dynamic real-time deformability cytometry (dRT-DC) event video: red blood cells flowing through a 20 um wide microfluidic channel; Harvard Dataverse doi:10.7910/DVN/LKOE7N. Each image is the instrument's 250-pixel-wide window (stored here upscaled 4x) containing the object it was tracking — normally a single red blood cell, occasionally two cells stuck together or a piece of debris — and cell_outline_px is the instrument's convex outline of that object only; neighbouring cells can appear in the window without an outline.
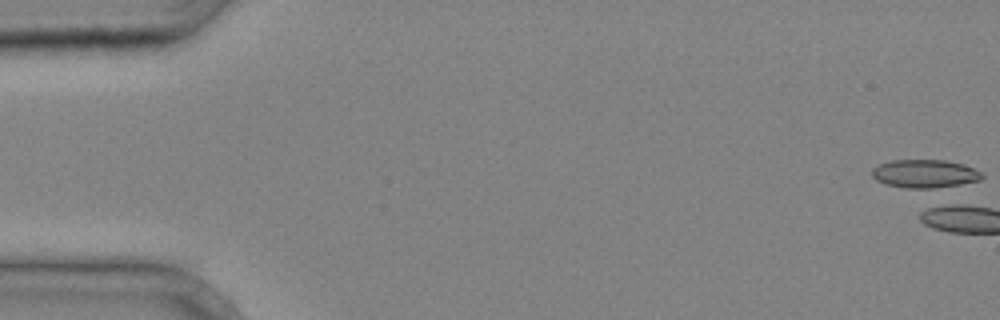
{"species": "common noctule bat (a hibernating species)", "species_latin": "Nyctalus noctula", "temperature_condition": "cold", "stored_images_in_passage": 4, "camera_frame_rate_fps": 3000, "um_per_image_px": 0.085, "animal": {"sex": "male", "body_mass_g": 20.4}, "frame": {"image": 1, "passage_image": 1, "time_ms": 0.0, "image_size_px": [1000, 320], "cell_outline_px": [[984, 176], [980, 180], [952, 188], [904, 188], [888, 184], [876, 180], [872, 176], [872, 168], [880, 164], [892, 160], [944, 160], [964, 164], [980, 172]], "centroid_in_image_um": [78.65, 14.78], "position_along_channel_um": 6.3, "area_um2": 18.38}}
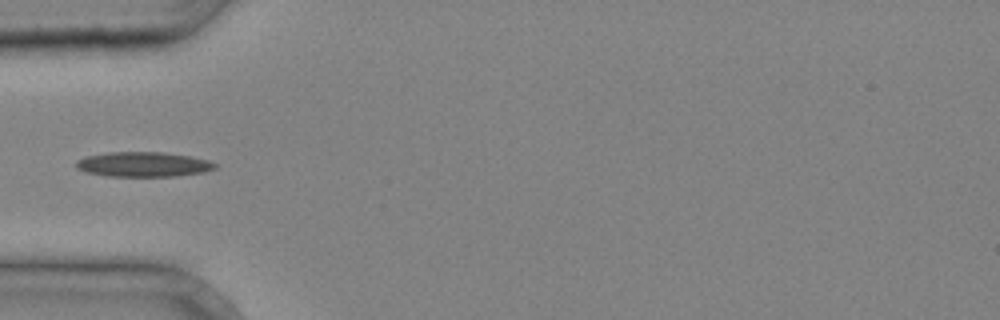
{"frame": {"image": 2, "passage_image": 4, "time_ms": 1.0, "image_size_px": [1000, 320], "cell_outline_px": [[216, 168], [204, 172], [176, 176], [108, 176], [88, 172], [76, 168], [76, 160], [84, 156], [108, 152], [160, 152], [188, 156], [208, 160], [216, 164]], "centroid_in_image_um": [12.15, 13.97], "position_along_channel_um": 72.8, "area_um2": 20.0}}